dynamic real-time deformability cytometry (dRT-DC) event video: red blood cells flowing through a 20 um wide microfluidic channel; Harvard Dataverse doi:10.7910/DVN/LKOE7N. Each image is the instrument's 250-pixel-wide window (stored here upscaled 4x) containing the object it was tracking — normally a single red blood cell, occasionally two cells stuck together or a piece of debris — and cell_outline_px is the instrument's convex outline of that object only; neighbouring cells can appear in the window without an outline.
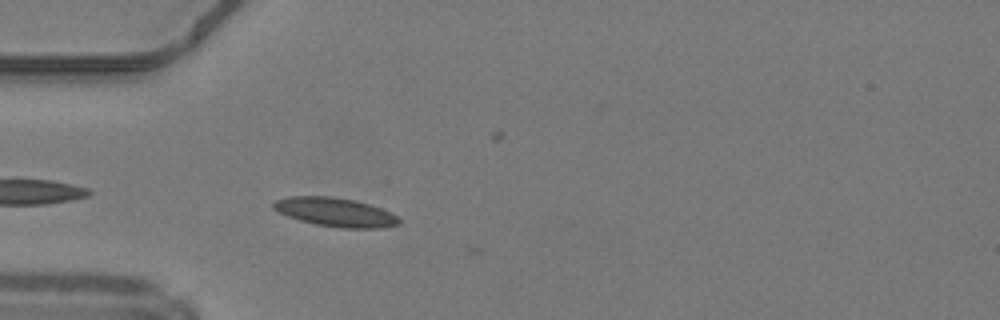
{"species": "common noctule bat (a hibernating species)", "species_latin": "Nyctalus noctula", "temperature_condition": "warm", "stored_images_in_passage": 3, "camera_frame_rate_fps": 3000, "um_per_image_px": 0.085, "animal": {"sex": "male", "body_mass_g": 19.2, "forearm_length_mm": 51.8}, "frame": {"image": 1, "passage_image": 2, "time_ms": 0.333, "image_size_px": [1000, 320], "cell_outline_px": [[400, 224], [384, 228], [344, 228], [316, 224], [300, 220], [288, 216], [272, 208], [272, 204], [276, 200], [288, 196], [332, 196], [356, 200], [380, 208], [396, 216], [400, 220]], "centroid_in_image_um": [28.5, 18.03], "position_along_channel_um": 56.5, "area_um2": 20.98}}